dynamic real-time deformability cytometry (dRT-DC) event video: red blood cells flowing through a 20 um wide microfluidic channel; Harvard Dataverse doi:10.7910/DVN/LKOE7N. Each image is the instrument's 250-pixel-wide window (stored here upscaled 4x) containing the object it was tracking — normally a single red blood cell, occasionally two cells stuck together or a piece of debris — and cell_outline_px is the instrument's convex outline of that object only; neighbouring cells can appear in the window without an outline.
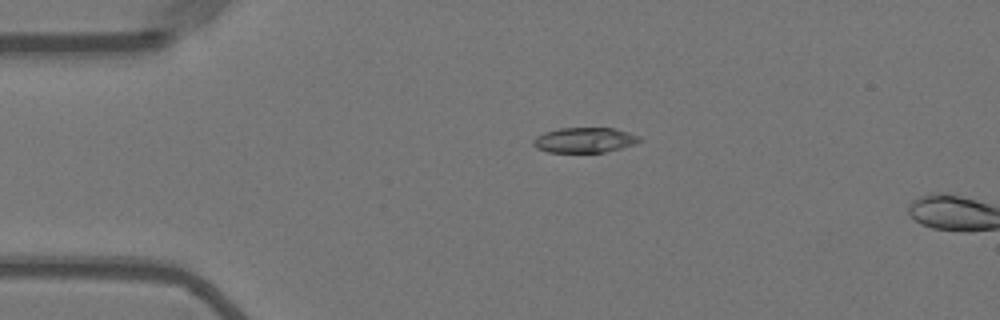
{"species": "Egyptian fruit bat (a non-hibernating species)", "species_latin": "Rousettus aegyptiacus", "temperature_condition": "warm", "stored_images_in_passage": 14, "camera_frame_rate_fps": 3000, "um_per_image_px": 0.085, "animal": {"sex": "female"}, "frame": {"image": 1, "passage_image": 12, "time_ms": 3.667, "image_size_px": [1000, 320], "cell_outline_px": [[644, 140], [636, 144], [604, 152], [548, 152], [536, 148], [532, 144], [532, 140], [536, 136], [544, 132], [560, 128], [616, 128], [640, 136]], "centroid_in_image_um": [49.7, 11.9], "position_along_channel_um": 35.3, "area_um2": 15.72}}